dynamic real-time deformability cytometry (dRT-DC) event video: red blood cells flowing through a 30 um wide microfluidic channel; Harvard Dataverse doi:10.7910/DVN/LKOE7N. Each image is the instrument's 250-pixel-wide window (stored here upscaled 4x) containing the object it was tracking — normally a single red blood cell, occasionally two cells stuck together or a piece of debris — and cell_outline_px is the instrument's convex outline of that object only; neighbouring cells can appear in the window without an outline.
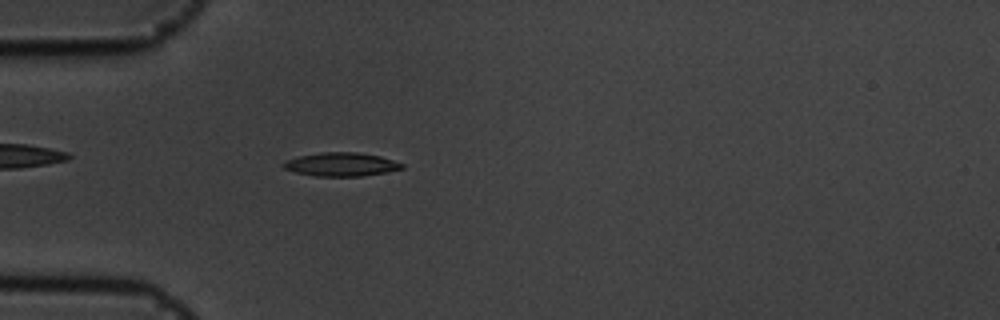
{"species": "common noctule bat (a hibernating species)", "species_latin": "Nyctalus noctula", "temperature_condition": "cold", "stored_images_in_passage": 52, "camera_frame_rate_fps": 3000, "um_per_image_px": 0.085, "animal": {"sex": "male", "body_mass_g": 19.5, "forearm_length_mm": 54.6}, "frame": {"image": 1, "passage_image": 13, "time_ms": 4.0, "image_size_px": [1000, 320], "cell_outline_px": [[404, 168], [388, 172], [360, 176], [316, 176], [296, 172], [284, 168], [284, 160], [300, 156], [320, 152], [356, 152], [380, 156], [404, 164]], "centroid_in_image_um": [29.02, 13.97], "position_along_channel_um": 56.0, "area_um2": 16.18}}
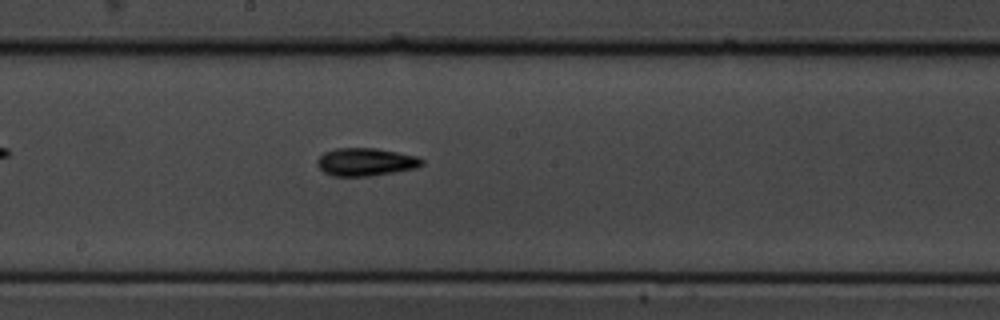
{"frame": {"image": 2, "passage_image": 27, "time_ms": 8.667, "image_size_px": [1000, 320], "cell_outline_px": [[424, 164], [416, 168], [368, 176], [332, 176], [324, 172], [316, 164], [316, 160], [324, 152], [336, 148], [376, 148], [416, 156], [424, 160]], "centroid_in_image_um": [31.06, 13.76], "position_along_channel_um": 217.1, "area_um2": 16.94}}
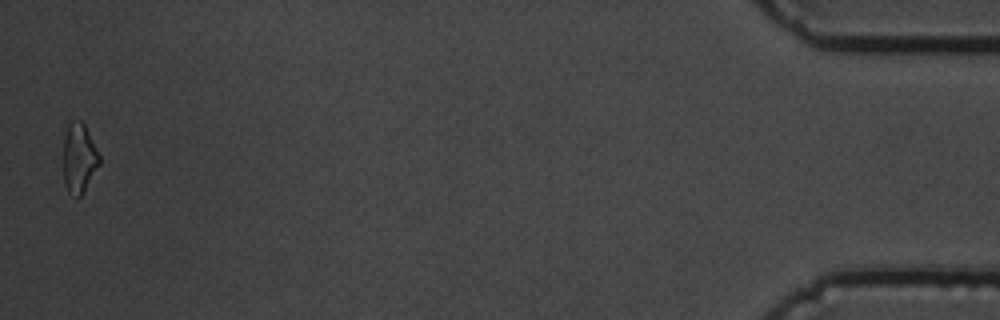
{"frame": {"image": 3, "passage_image": 52, "time_ms": 17.0, "image_size_px": [1000, 320], "cell_outline_px": [[100, 164], [80, 196], [76, 196], [68, 192], [64, 184], [64, 140], [68, 124], [72, 120], [80, 120], [84, 124], [100, 156]], "centroid_in_image_um": [6.72, 13.43], "position_along_channel_um": 428.5, "area_um2": 14.33}, "authors_computed_cell_mechanics": {"area_um2": 15.606, "velocity_mm_per_s": 3.593, "shape_relaxation_time_tau1_ms": 3.21, "shape_relaxation_time_tau2_ms": null, "deformation_change_tau1": 0.1138, "deformation_change_tau2": null}}